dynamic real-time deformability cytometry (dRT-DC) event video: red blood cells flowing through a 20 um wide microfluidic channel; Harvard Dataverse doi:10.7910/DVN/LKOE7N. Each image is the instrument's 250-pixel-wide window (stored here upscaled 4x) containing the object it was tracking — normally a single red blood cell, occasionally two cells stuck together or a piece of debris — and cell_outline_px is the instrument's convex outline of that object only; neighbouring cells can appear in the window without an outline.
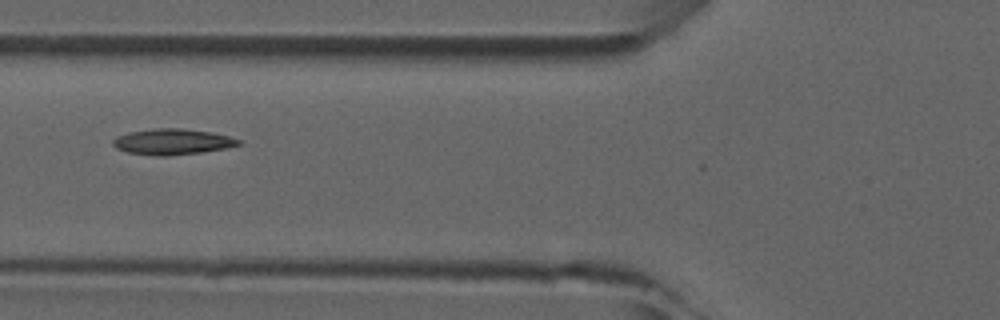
{"species": "common noctule bat (a hibernating species)", "species_latin": "Nyctalus noctula", "temperature_condition": "room temperature", "stored_images_in_passage": 4, "camera_frame_rate_fps": 3000, "um_per_image_px": 0.085, "animal": {"sex": "male", "forearm_length_mm": 52.5}, "frame": {"image": 1, "passage_image": 2, "time_ms": 1.333, "image_size_px": [1000, 320], "cell_outline_px": [[240, 144], [224, 148], [200, 152], [168, 156], [156, 156], [128, 152], [116, 148], [112, 144], [112, 140], [116, 136], [128, 132], [156, 128], [180, 128], [212, 132], [228, 136], [240, 140]], "centroid_in_image_um": [14.6, 12.04], "position_along_channel_um": 111.2, "area_um2": 18.79}}
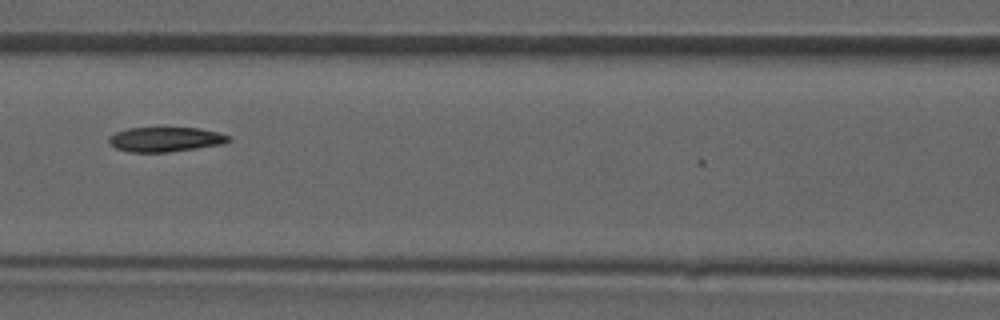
{"frame": {"image": 2, "passage_image": 3, "time_ms": 2.333, "image_size_px": [1000, 320], "cell_outline_px": [[232, 140], [224, 144], [168, 152], [128, 152], [116, 148], [108, 140], [108, 136], [116, 132], [128, 128], [200, 128], [232, 136]], "centroid_in_image_um": [14.09, 11.85], "position_along_channel_um": 152.5, "area_um2": 17.22}}